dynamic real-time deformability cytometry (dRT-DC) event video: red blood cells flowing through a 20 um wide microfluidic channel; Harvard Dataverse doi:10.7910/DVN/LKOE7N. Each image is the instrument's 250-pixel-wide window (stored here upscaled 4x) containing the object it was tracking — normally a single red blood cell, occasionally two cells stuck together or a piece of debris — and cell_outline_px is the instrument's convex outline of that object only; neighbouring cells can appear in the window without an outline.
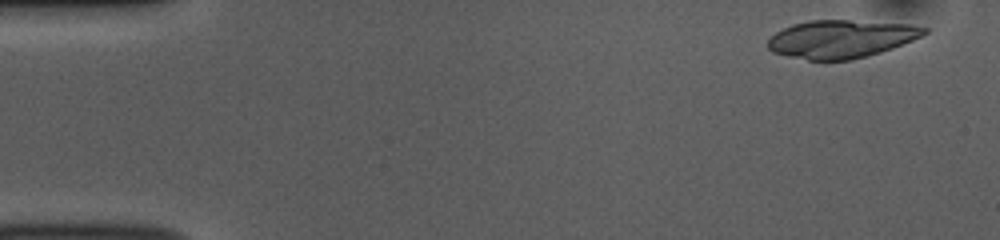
{"species": "common noctule bat (a hibernating species)", "species_latin": "Nyctalus noctula", "temperature_condition": "room temperature", "stored_images_in_passage": 17, "camera_frame_rate_fps": 3000, "um_per_image_px": 0.085, "animal": {"sex": "female", "body_mass_g": 10.0, "forearm_length_mm": 53.1}, "frame": {"image": 1, "passage_image": 3, "time_ms": 0.667, "image_size_px": [1000, 240], "cell_outline_px": [[928, 32], [912, 40], [892, 48], [868, 56], [852, 60], [808, 60], [788, 56], [772, 52], [768, 48], [768, 40], [776, 32], [792, 24], [808, 20], [848, 20], [912, 24], [928, 28]], "centroid_in_image_um": [71.49, 3.31], "position_along_channel_um": 13.5, "area_um2": 34.56}}